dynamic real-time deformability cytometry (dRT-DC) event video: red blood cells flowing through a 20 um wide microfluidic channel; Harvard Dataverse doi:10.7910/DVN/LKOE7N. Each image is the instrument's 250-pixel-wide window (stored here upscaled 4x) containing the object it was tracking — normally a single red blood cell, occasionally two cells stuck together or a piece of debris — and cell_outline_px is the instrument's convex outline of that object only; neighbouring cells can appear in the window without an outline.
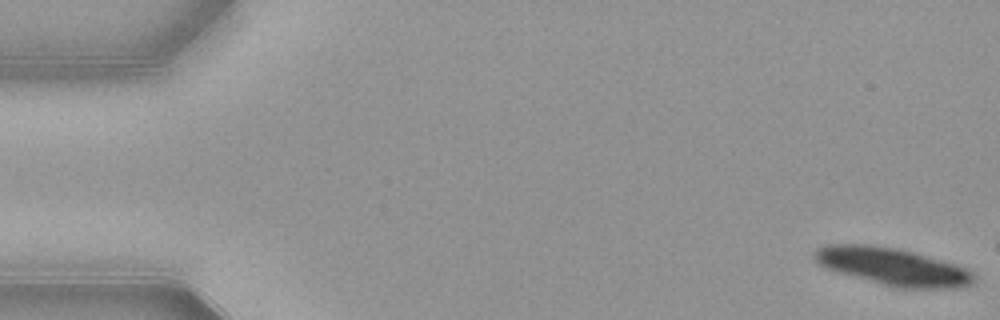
{"species": "common noctule bat (a hibernating species)", "species_latin": "Nyctalus noctula", "temperature_condition": "warm", "stored_images_in_passage": 9, "camera_frame_rate_fps": 3000, "um_per_image_px": 0.085, "animal": {"sex": "female", "body_mass_g": 21.9}, "frame": {"image": 1, "passage_image": 1, "time_ms": 0.0, "image_size_px": [1000, 320], "cell_outline_px": [[976, 284], [960, 288], [892, 288], [824, 268], [812, 256], [816, 248], [824, 244], [872, 244], [896, 248], [912, 252], [956, 264], [968, 268], [976, 272]], "centroid_in_image_um": [75.92, 22.67], "position_along_channel_um": 9.1, "area_um2": 35.49}}